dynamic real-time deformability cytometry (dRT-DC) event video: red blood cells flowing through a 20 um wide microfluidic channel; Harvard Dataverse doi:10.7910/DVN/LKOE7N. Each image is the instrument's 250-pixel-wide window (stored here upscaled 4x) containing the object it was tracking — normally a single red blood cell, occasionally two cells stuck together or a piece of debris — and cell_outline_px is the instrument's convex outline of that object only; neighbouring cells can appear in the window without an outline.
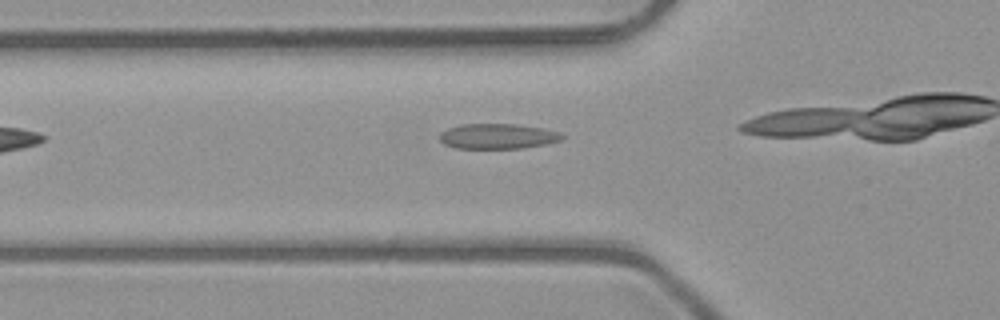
{"species": "common noctule bat (a hibernating species)", "species_latin": "Nyctalus noctula", "temperature_condition": "room temperature", "stored_images_in_passage": 6, "camera_frame_rate_fps": 3000, "um_per_image_px": 0.085, "animal": {"sex": "male", "body_mass_g": 23.1, "forearm_length_mm": 52.7}, "frame": {"image": 1, "passage_image": 3, "time_ms": 0.667, "image_size_px": [1000, 320], "cell_outline_px": [[564, 136], [560, 140], [544, 144], [524, 148], [456, 148], [444, 144], [440, 140], [440, 132], [448, 128], [460, 124], [516, 124], [544, 128], [560, 132]], "centroid_in_image_um": [42.29, 11.57], "position_along_channel_um": 83.5, "area_um2": 17.98}}